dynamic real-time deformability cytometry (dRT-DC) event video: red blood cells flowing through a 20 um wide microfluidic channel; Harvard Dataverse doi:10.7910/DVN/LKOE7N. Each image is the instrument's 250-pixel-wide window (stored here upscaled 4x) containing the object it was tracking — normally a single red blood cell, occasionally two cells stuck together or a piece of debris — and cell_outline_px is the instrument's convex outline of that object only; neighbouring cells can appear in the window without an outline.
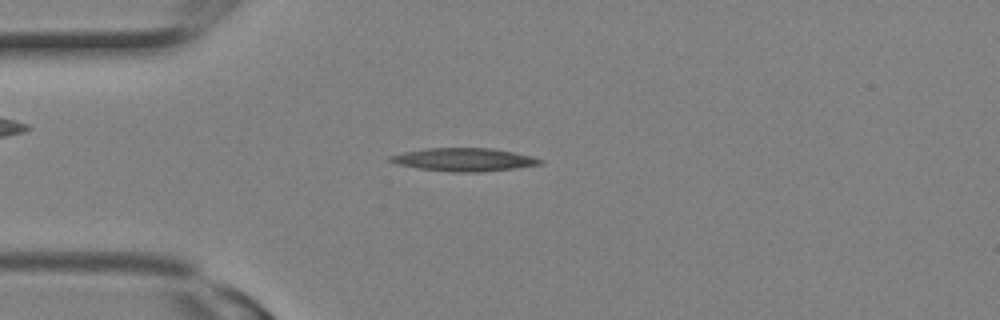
{"species": "Egyptian fruit bat (a non-hibernating species)", "species_latin": "Rousettus aegyptiacus", "temperature_condition": "room temperature", "stored_images_in_passage": 3, "camera_frame_rate_fps": 3000, "um_per_image_px": 0.085, "animal": {"sex": "female"}, "frame": {"image": 1, "passage_image": 2, "time_ms": 0.333, "image_size_px": [1000, 320], "cell_outline_px": [[544, 164], [516, 168], [480, 172], [452, 172], [420, 168], [400, 164], [388, 160], [388, 156], [404, 152], [428, 148], [492, 148], [532, 156], [544, 160]], "centroid_in_image_um": [39.5, 13.56], "position_along_channel_um": 45.5, "area_um2": 20.06}}